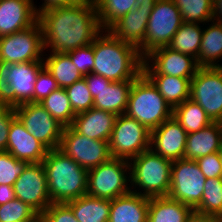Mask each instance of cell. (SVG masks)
Instances as JSON below:
<instances>
[{"instance_id":"f907efd6","label":"cell","mask_w":222,"mask_h":222,"mask_svg":"<svg viewBox=\"0 0 222 222\" xmlns=\"http://www.w3.org/2000/svg\"><path fill=\"white\" fill-rule=\"evenodd\" d=\"M32 222H47L42 215H38Z\"/></svg>"},{"instance_id":"ffe728a7","label":"cell","mask_w":222,"mask_h":222,"mask_svg":"<svg viewBox=\"0 0 222 222\" xmlns=\"http://www.w3.org/2000/svg\"><path fill=\"white\" fill-rule=\"evenodd\" d=\"M117 115L91 108L76 114L71 127L90 139L109 141Z\"/></svg>"},{"instance_id":"d6a6232c","label":"cell","mask_w":222,"mask_h":222,"mask_svg":"<svg viewBox=\"0 0 222 222\" xmlns=\"http://www.w3.org/2000/svg\"><path fill=\"white\" fill-rule=\"evenodd\" d=\"M47 112L64 127L71 126L76 114L70 105L64 88L52 91L49 96L39 102Z\"/></svg>"},{"instance_id":"ba28073f","label":"cell","mask_w":222,"mask_h":222,"mask_svg":"<svg viewBox=\"0 0 222 222\" xmlns=\"http://www.w3.org/2000/svg\"><path fill=\"white\" fill-rule=\"evenodd\" d=\"M151 131L126 114L117 116L109 139L112 158L130 160L150 148Z\"/></svg>"},{"instance_id":"44dd1931","label":"cell","mask_w":222,"mask_h":222,"mask_svg":"<svg viewBox=\"0 0 222 222\" xmlns=\"http://www.w3.org/2000/svg\"><path fill=\"white\" fill-rule=\"evenodd\" d=\"M43 67V61L11 64L8 81L14 93V107L34 102V83Z\"/></svg>"},{"instance_id":"484cf974","label":"cell","mask_w":222,"mask_h":222,"mask_svg":"<svg viewBox=\"0 0 222 222\" xmlns=\"http://www.w3.org/2000/svg\"><path fill=\"white\" fill-rule=\"evenodd\" d=\"M66 204L72 209L78 222H108L111 200L89 195L70 200Z\"/></svg>"},{"instance_id":"30bf717a","label":"cell","mask_w":222,"mask_h":222,"mask_svg":"<svg viewBox=\"0 0 222 222\" xmlns=\"http://www.w3.org/2000/svg\"><path fill=\"white\" fill-rule=\"evenodd\" d=\"M58 149L87 171L112 158L108 141L90 139L71 126L64 127Z\"/></svg>"},{"instance_id":"1f68e13d","label":"cell","mask_w":222,"mask_h":222,"mask_svg":"<svg viewBox=\"0 0 222 222\" xmlns=\"http://www.w3.org/2000/svg\"><path fill=\"white\" fill-rule=\"evenodd\" d=\"M100 25L108 30L116 21L133 10L141 0H93Z\"/></svg>"},{"instance_id":"9c48e42d","label":"cell","mask_w":222,"mask_h":222,"mask_svg":"<svg viewBox=\"0 0 222 222\" xmlns=\"http://www.w3.org/2000/svg\"><path fill=\"white\" fill-rule=\"evenodd\" d=\"M43 31L37 21L27 29L0 37V61L17 64L43 61Z\"/></svg>"},{"instance_id":"816d5d0a","label":"cell","mask_w":222,"mask_h":222,"mask_svg":"<svg viewBox=\"0 0 222 222\" xmlns=\"http://www.w3.org/2000/svg\"><path fill=\"white\" fill-rule=\"evenodd\" d=\"M218 152H219V155H220V158H221V163H222V146H221V148Z\"/></svg>"},{"instance_id":"e575fe53","label":"cell","mask_w":222,"mask_h":222,"mask_svg":"<svg viewBox=\"0 0 222 222\" xmlns=\"http://www.w3.org/2000/svg\"><path fill=\"white\" fill-rule=\"evenodd\" d=\"M179 9L183 22L204 23L213 21V0H172Z\"/></svg>"},{"instance_id":"83f0119b","label":"cell","mask_w":222,"mask_h":222,"mask_svg":"<svg viewBox=\"0 0 222 222\" xmlns=\"http://www.w3.org/2000/svg\"><path fill=\"white\" fill-rule=\"evenodd\" d=\"M220 59L222 60V24L212 21L208 28L203 29L198 66L222 67L218 63Z\"/></svg>"},{"instance_id":"7402d4cb","label":"cell","mask_w":222,"mask_h":222,"mask_svg":"<svg viewBox=\"0 0 222 222\" xmlns=\"http://www.w3.org/2000/svg\"><path fill=\"white\" fill-rule=\"evenodd\" d=\"M222 146V122H213L197 132L187 134L184 159L196 160L218 152Z\"/></svg>"},{"instance_id":"836d02e7","label":"cell","mask_w":222,"mask_h":222,"mask_svg":"<svg viewBox=\"0 0 222 222\" xmlns=\"http://www.w3.org/2000/svg\"><path fill=\"white\" fill-rule=\"evenodd\" d=\"M193 210L200 214L222 217V177L206 179L201 202Z\"/></svg>"},{"instance_id":"f546056e","label":"cell","mask_w":222,"mask_h":222,"mask_svg":"<svg viewBox=\"0 0 222 222\" xmlns=\"http://www.w3.org/2000/svg\"><path fill=\"white\" fill-rule=\"evenodd\" d=\"M173 117L180 123L187 134L197 132L213 123L200 105L190 98L173 109Z\"/></svg>"},{"instance_id":"681fc988","label":"cell","mask_w":222,"mask_h":222,"mask_svg":"<svg viewBox=\"0 0 222 222\" xmlns=\"http://www.w3.org/2000/svg\"><path fill=\"white\" fill-rule=\"evenodd\" d=\"M213 21L222 24V0H213Z\"/></svg>"},{"instance_id":"74e56055","label":"cell","mask_w":222,"mask_h":222,"mask_svg":"<svg viewBox=\"0 0 222 222\" xmlns=\"http://www.w3.org/2000/svg\"><path fill=\"white\" fill-rule=\"evenodd\" d=\"M28 164L7 151L0 152V184L13 186Z\"/></svg>"},{"instance_id":"b9f144b4","label":"cell","mask_w":222,"mask_h":222,"mask_svg":"<svg viewBox=\"0 0 222 222\" xmlns=\"http://www.w3.org/2000/svg\"><path fill=\"white\" fill-rule=\"evenodd\" d=\"M196 162L206 179L222 177V163L219 152L198 158Z\"/></svg>"},{"instance_id":"5b68a950","label":"cell","mask_w":222,"mask_h":222,"mask_svg":"<svg viewBox=\"0 0 222 222\" xmlns=\"http://www.w3.org/2000/svg\"><path fill=\"white\" fill-rule=\"evenodd\" d=\"M125 114L152 131L173 116V108L141 73L131 86Z\"/></svg>"},{"instance_id":"9a60e30c","label":"cell","mask_w":222,"mask_h":222,"mask_svg":"<svg viewBox=\"0 0 222 222\" xmlns=\"http://www.w3.org/2000/svg\"><path fill=\"white\" fill-rule=\"evenodd\" d=\"M16 199L25 202L39 215L52 203L42 163H30L13 184Z\"/></svg>"},{"instance_id":"7dc6e473","label":"cell","mask_w":222,"mask_h":222,"mask_svg":"<svg viewBox=\"0 0 222 222\" xmlns=\"http://www.w3.org/2000/svg\"><path fill=\"white\" fill-rule=\"evenodd\" d=\"M15 198L13 186L0 184V205L6 204Z\"/></svg>"},{"instance_id":"cb8c5ba5","label":"cell","mask_w":222,"mask_h":222,"mask_svg":"<svg viewBox=\"0 0 222 222\" xmlns=\"http://www.w3.org/2000/svg\"><path fill=\"white\" fill-rule=\"evenodd\" d=\"M133 81L111 82L101 90H92L93 108L111 112L117 116L125 114L128 96Z\"/></svg>"},{"instance_id":"f6af8a7d","label":"cell","mask_w":222,"mask_h":222,"mask_svg":"<svg viewBox=\"0 0 222 222\" xmlns=\"http://www.w3.org/2000/svg\"><path fill=\"white\" fill-rule=\"evenodd\" d=\"M84 79L87 83V88L91 92V95L92 90H101L102 88L108 87L111 84L110 80L95 73L85 75Z\"/></svg>"},{"instance_id":"ee69618b","label":"cell","mask_w":222,"mask_h":222,"mask_svg":"<svg viewBox=\"0 0 222 222\" xmlns=\"http://www.w3.org/2000/svg\"><path fill=\"white\" fill-rule=\"evenodd\" d=\"M15 117L14 107L0 105V152L6 151L10 124Z\"/></svg>"},{"instance_id":"7bdbcfd3","label":"cell","mask_w":222,"mask_h":222,"mask_svg":"<svg viewBox=\"0 0 222 222\" xmlns=\"http://www.w3.org/2000/svg\"><path fill=\"white\" fill-rule=\"evenodd\" d=\"M11 63L0 61V105L14 107V93L8 81Z\"/></svg>"},{"instance_id":"3957f363","label":"cell","mask_w":222,"mask_h":222,"mask_svg":"<svg viewBox=\"0 0 222 222\" xmlns=\"http://www.w3.org/2000/svg\"><path fill=\"white\" fill-rule=\"evenodd\" d=\"M51 203H66L87 194V173L59 149L47 152L42 162Z\"/></svg>"},{"instance_id":"d6986e66","label":"cell","mask_w":222,"mask_h":222,"mask_svg":"<svg viewBox=\"0 0 222 222\" xmlns=\"http://www.w3.org/2000/svg\"><path fill=\"white\" fill-rule=\"evenodd\" d=\"M37 21L33 0H0V37L27 29Z\"/></svg>"},{"instance_id":"2e32d148","label":"cell","mask_w":222,"mask_h":222,"mask_svg":"<svg viewBox=\"0 0 222 222\" xmlns=\"http://www.w3.org/2000/svg\"><path fill=\"white\" fill-rule=\"evenodd\" d=\"M153 6L154 0H141L133 10L116 21L108 31L115 38L139 49L144 43L147 23Z\"/></svg>"},{"instance_id":"4fadbf2b","label":"cell","mask_w":222,"mask_h":222,"mask_svg":"<svg viewBox=\"0 0 222 222\" xmlns=\"http://www.w3.org/2000/svg\"><path fill=\"white\" fill-rule=\"evenodd\" d=\"M25 129L48 150L58 149L64 126L54 119L39 102L14 107Z\"/></svg>"},{"instance_id":"4316f807","label":"cell","mask_w":222,"mask_h":222,"mask_svg":"<svg viewBox=\"0 0 222 222\" xmlns=\"http://www.w3.org/2000/svg\"><path fill=\"white\" fill-rule=\"evenodd\" d=\"M174 109L190 98L191 79L169 75H145Z\"/></svg>"},{"instance_id":"8fae6325","label":"cell","mask_w":222,"mask_h":222,"mask_svg":"<svg viewBox=\"0 0 222 222\" xmlns=\"http://www.w3.org/2000/svg\"><path fill=\"white\" fill-rule=\"evenodd\" d=\"M205 182L196 160H174L168 197L194 209L201 202Z\"/></svg>"},{"instance_id":"277c9868","label":"cell","mask_w":222,"mask_h":222,"mask_svg":"<svg viewBox=\"0 0 222 222\" xmlns=\"http://www.w3.org/2000/svg\"><path fill=\"white\" fill-rule=\"evenodd\" d=\"M172 162L157 153L151 148L143 151L138 156L129 160L130 188H141L142 191L132 190L134 193L146 197L168 196L171 183ZM138 186V187H137Z\"/></svg>"},{"instance_id":"bcb514c9","label":"cell","mask_w":222,"mask_h":222,"mask_svg":"<svg viewBox=\"0 0 222 222\" xmlns=\"http://www.w3.org/2000/svg\"><path fill=\"white\" fill-rule=\"evenodd\" d=\"M85 1L87 0H44V3H42L41 7L39 8L36 7V11L37 13H39L49 8L75 5V4L83 3Z\"/></svg>"},{"instance_id":"ab89813d","label":"cell","mask_w":222,"mask_h":222,"mask_svg":"<svg viewBox=\"0 0 222 222\" xmlns=\"http://www.w3.org/2000/svg\"><path fill=\"white\" fill-rule=\"evenodd\" d=\"M58 88L56 80L44 66L39 71L34 83V102L42 101Z\"/></svg>"},{"instance_id":"e0dca14e","label":"cell","mask_w":222,"mask_h":222,"mask_svg":"<svg viewBox=\"0 0 222 222\" xmlns=\"http://www.w3.org/2000/svg\"><path fill=\"white\" fill-rule=\"evenodd\" d=\"M187 132L172 116L151 131L150 148L171 161L184 159Z\"/></svg>"},{"instance_id":"7c38bea8","label":"cell","mask_w":222,"mask_h":222,"mask_svg":"<svg viewBox=\"0 0 222 222\" xmlns=\"http://www.w3.org/2000/svg\"><path fill=\"white\" fill-rule=\"evenodd\" d=\"M190 99L213 122H222V67H199L191 79Z\"/></svg>"},{"instance_id":"6da1fadb","label":"cell","mask_w":222,"mask_h":222,"mask_svg":"<svg viewBox=\"0 0 222 222\" xmlns=\"http://www.w3.org/2000/svg\"><path fill=\"white\" fill-rule=\"evenodd\" d=\"M43 31L44 50L67 53L92 44L104 31L93 0L75 5L53 7L38 13Z\"/></svg>"},{"instance_id":"4dcf8cb0","label":"cell","mask_w":222,"mask_h":222,"mask_svg":"<svg viewBox=\"0 0 222 222\" xmlns=\"http://www.w3.org/2000/svg\"><path fill=\"white\" fill-rule=\"evenodd\" d=\"M199 25L200 23L183 22L168 45L175 51L192 56L197 63L203 33Z\"/></svg>"},{"instance_id":"d4e9b609","label":"cell","mask_w":222,"mask_h":222,"mask_svg":"<svg viewBox=\"0 0 222 222\" xmlns=\"http://www.w3.org/2000/svg\"><path fill=\"white\" fill-rule=\"evenodd\" d=\"M193 209L168 196L150 197L147 222H185Z\"/></svg>"},{"instance_id":"d590c367","label":"cell","mask_w":222,"mask_h":222,"mask_svg":"<svg viewBox=\"0 0 222 222\" xmlns=\"http://www.w3.org/2000/svg\"><path fill=\"white\" fill-rule=\"evenodd\" d=\"M75 114L88 111L93 108V97L87 88L84 78L76 81L73 85L64 88Z\"/></svg>"},{"instance_id":"603a6c76","label":"cell","mask_w":222,"mask_h":222,"mask_svg":"<svg viewBox=\"0 0 222 222\" xmlns=\"http://www.w3.org/2000/svg\"><path fill=\"white\" fill-rule=\"evenodd\" d=\"M149 197L130 191L111 200L108 222H147Z\"/></svg>"},{"instance_id":"8d00e7d4","label":"cell","mask_w":222,"mask_h":222,"mask_svg":"<svg viewBox=\"0 0 222 222\" xmlns=\"http://www.w3.org/2000/svg\"><path fill=\"white\" fill-rule=\"evenodd\" d=\"M38 215L29 205L16 198L0 205V222L33 221Z\"/></svg>"},{"instance_id":"8992f818","label":"cell","mask_w":222,"mask_h":222,"mask_svg":"<svg viewBox=\"0 0 222 222\" xmlns=\"http://www.w3.org/2000/svg\"><path fill=\"white\" fill-rule=\"evenodd\" d=\"M128 171H130L129 160L122 158H111L88 170L87 195L112 200L128 194L131 191Z\"/></svg>"},{"instance_id":"f1b7e54d","label":"cell","mask_w":222,"mask_h":222,"mask_svg":"<svg viewBox=\"0 0 222 222\" xmlns=\"http://www.w3.org/2000/svg\"><path fill=\"white\" fill-rule=\"evenodd\" d=\"M43 58L45 68L56 80L59 88H66L84 78L67 53H50L48 57Z\"/></svg>"},{"instance_id":"7a4b0ae2","label":"cell","mask_w":222,"mask_h":222,"mask_svg":"<svg viewBox=\"0 0 222 222\" xmlns=\"http://www.w3.org/2000/svg\"><path fill=\"white\" fill-rule=\"evenodd\" d=\"M93 53L92 73L111 82L134 81L142 73L144 58L138 49L115 38L108 30L93 41Z\"/></svg>"},{"instance_id":"c3c4849f","label":"cell","mask_w":222,"mask_h":222,"mask_svg":"<svg viewBox=\"0 0 222 222\" xmlns=\"http://www.w3.org/2000/svg\"><path fill=\"white\" fill-rule=\"evenodd\" d=\"M218 220V217L200 214L193 210L185 222H218Z\"/></svg>"},{"instance_id":"52a82bcc","label":"cell","mask_w":222,"mask_h":222,"mask_svg":"<svg viewBox=\"0 0 222 222\" xmlns=\"http://www.w3.org/2000/svg\"><path fill=\"white\" fill-rule=\"evenodd\" d=\"M182 23L181 13L172 0H154L144 43L138 49L140 55L144 58L152 50L168 46Z\"/></svg>"},{"instance_id":"5bb4252c","label":"cell","mask_w":222,"mask_h":222,"mask_svg":"<svg viewBox=\"0 0 222 222\" xmlns=\"http://www.w3.org/2000/svg\"><path fill=\"white\" fill-rule=\"evenodd\" d=\"M198 68V63L192 56L164 46L152 50L144 57L142 73L193 78Z\"/></svg>"},{"instance_id":"f35d334b","label":"cell","mask_w":222,"mask_h":222,"mask_svg":"<svg viewBox=\"0 0 222 222\" xmlns=\"http://www.w3.org/2000/svg\"><path fill=\"white\" fill-rule=\"evenodd\" d=\"M67 54L83 76L92 73L94 67L93 43L71 50Z\"/></svg>"},{"instance_id":"ac0fdd59","label":"cell","mask_w":222,"mask_h":222,"mask_svg":"<svg viewBox=\"0 0 222 222\" xmlns=\"http://www.w3.org/2000/svg\"><path fill=\"white\" fill-rule=\"evenodd\" d=\"M6 151L30 164L42 163L49 150L25 129L16 116L10 124Z\"/></svg>"},{"instance_id":"60d3db41","label":"cell","mask_w":222,"mask_h":222,"mask_svg":"<svg viewBox=\"0 0 222 222\" xmlns=\"http://www.w3.org/2000/svg\"><path fill=\"white\" fill-rule=\"evenodd\" d=\"M41 215L47 222H78L66 203H52Z\"/></svg>"}]
</instances>
